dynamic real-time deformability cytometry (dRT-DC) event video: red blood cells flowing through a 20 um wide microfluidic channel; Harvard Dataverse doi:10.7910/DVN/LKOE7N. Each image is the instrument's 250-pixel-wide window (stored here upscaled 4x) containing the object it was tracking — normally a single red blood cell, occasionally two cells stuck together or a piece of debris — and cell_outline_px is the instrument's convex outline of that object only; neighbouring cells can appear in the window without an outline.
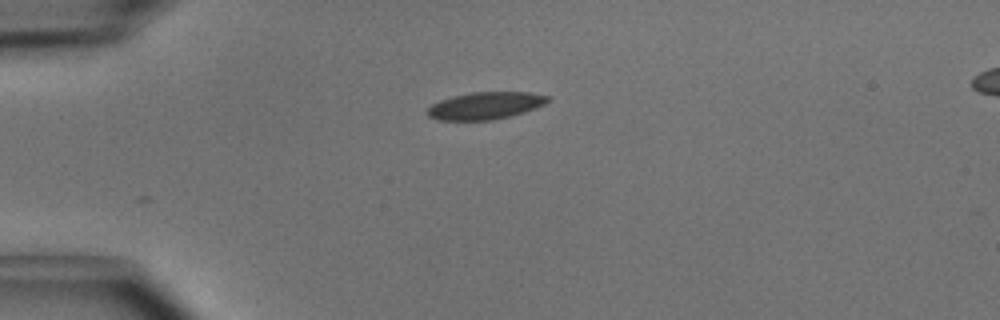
{"species": "common noctule bat (a hibernating species)", "species_latin": "Nyctalus noctula", "temperature_condition": "cold", "stored_images_in_passage": 5, "camera_frame_rate_fps": 3000, "um_per_image_px": 0.085, "animal": {"sex": "male", "body_mass_g": 15.6}, "frame": {"image": 1, "passage_image": 1, "time_ms": 0.0, "image_size_px": [1000, 320], "cell_outline_px": [[552, 100], [536, 108], [524, 112], [492, 120], [436, 120], [428, 116], [424, 112], [432, 104], [440, 100], [452, 96], [472, 92], [528, 92], [548, 96]], "centroid_in_image_um": [41.23, 8.98], "position_along_channel_um": 43.8, "area_um2": 19.19}}